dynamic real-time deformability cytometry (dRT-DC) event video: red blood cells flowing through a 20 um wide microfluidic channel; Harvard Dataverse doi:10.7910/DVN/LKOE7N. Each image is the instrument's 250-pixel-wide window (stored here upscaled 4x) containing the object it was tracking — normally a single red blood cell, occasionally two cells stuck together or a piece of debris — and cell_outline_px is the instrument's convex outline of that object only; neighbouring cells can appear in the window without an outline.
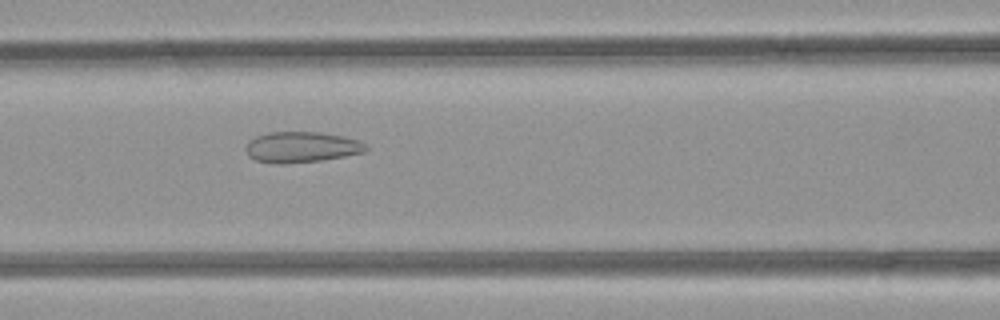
{"species": "common noctule bat (a hibernating species)", "species_latin": "Nyctalus noctula", "temperature_condition": "room temperature", "stored_images_in_passage": 51, "camera_frame_rate_fps": 3000, "um_per_image_px": 0.085, "animal": {"sex": "female", "body_mass_g": 21.9}, "frame": {"image": 1, "passage_image": 22, "time_ms": 7.0, "image_size_px": [1000, 320], "cell_outline_px": [[368, 148], [364, 152], [344, 156], [320, 160], [284, 164], [276, 164], [256, 160], [248, 156], [244, 148], [248, 140], [256, 136], [272, 132], [320, 132], [340, 136], [356, 140], [364, 144]], "centroid_in_image_um": [25.55, 12.51], "position_along_channel_um": 141.0, "area_um2": 21.39}}
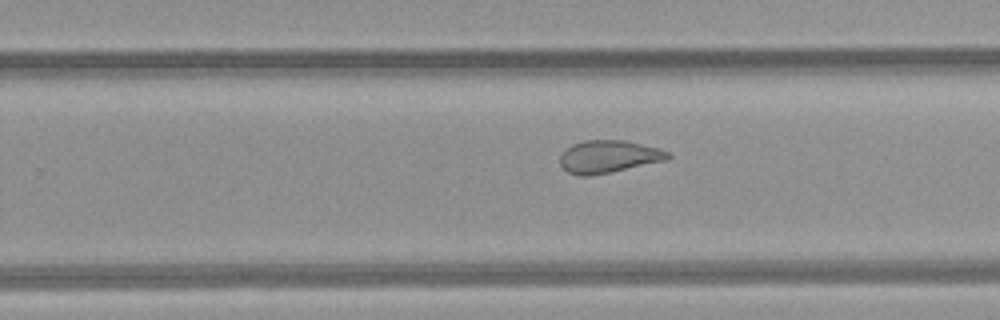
{"frame": {"image": 2, "passage_image": 32, "time_ms": 10.333, "image_size_px": [1000, 320], "cell_outline_px": [[672, 156], [668, 160], [612, 172], [592, 176], [580, 176], [568, 172], [560, 164], [560, 156], [572, 144], [584, 140], [624, 140], [660, 148], [668, 152]], "centroid_in_image_um": [51.76, 13.32], "position_along_channel_um": 278.0, "area_um2": 20.58}}
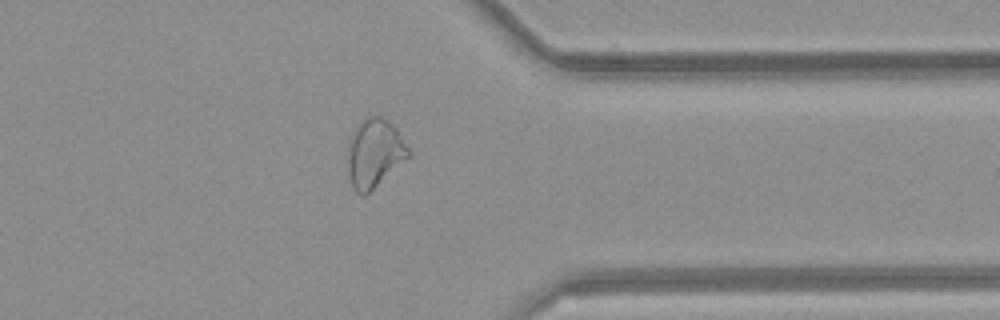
{"frame": {"image": 3, "passage_image": 40, "time_ms": 13.0, "image_size_px": [1000, 320], "cell_outline_px": [[412, 152], [408, 156], [364, 196], [356, 192], [352, 188], [348, 168], [348, 140], [352, 132], [364, 116], [380, 116], [388, 120], [396, 128]], "centroid_in_image_um": [31.8, 12.97], "position_along_channel_um": 379.6, "area_um2": 23.99}, "authors_computed_cell_mechanics": {"area_um2": 25.8366, "velocity_mm_per_s": 4.1227, "shape_relaxation_time_tau1_ms": null, "shape_relaxation_time_tau2_ms": 1.8416, "deformation_change_tau1": null, "deformation_change_tau2": 0.0985}}